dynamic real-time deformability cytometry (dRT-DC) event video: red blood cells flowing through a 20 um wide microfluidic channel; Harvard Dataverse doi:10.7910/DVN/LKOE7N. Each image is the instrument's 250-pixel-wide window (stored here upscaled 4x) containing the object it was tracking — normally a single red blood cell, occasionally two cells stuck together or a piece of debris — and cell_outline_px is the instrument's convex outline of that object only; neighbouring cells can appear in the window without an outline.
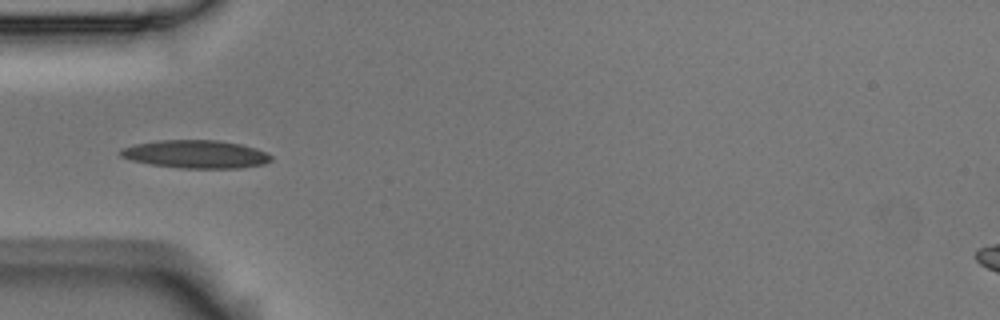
{"species": "Egyptian fruit bat (a non-hibernating species)", "species_latin": "Rousettus aegyptiacus", "temperature_condition": "room temperature", "stored_images_in_passage": 8, "camera_frame_rate_fps": 3000, "um_per_image_px": 0.085, "animal": {"sex": "male"}, "frame": {"image": 1, "passage_image": 5, "time_ms": 1.333, "image_size_px": [1000, 320], "cell_outline_px": [[272, 160], [264, 164], [240, 168], [180, 168], [152, 164], [132, 160], [120, 156], [120, 148], [136, 144], [160, 140], [216, 140], [240, 144], [256, 148], [272, 156]], "centroid_in_image_um": [16.65, 13.1], "position_along_channel_um": 68.3, "area_um2": 24.45}}
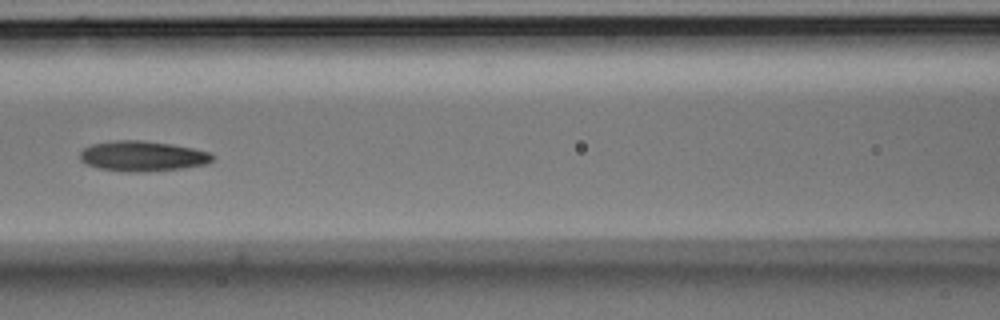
{"frame": {"image": 2, "passage_image": 7, "time_ms": 2.0, "image_size_px": [1000, 320], "cell_outline_px": [[212, 160], [208, 164], [184, 168], [144, 172], [136, 172], [100, 168], [88, 164], [80, 160], [80, 152], [84, 148], [92, 144], [116, 140], [140, 140], [172, 144], [212, 152]], "centroid_in_image_um": [12.15, 13.26], "position_along_channel_um": 154.5, "area_um2": 23.24}}
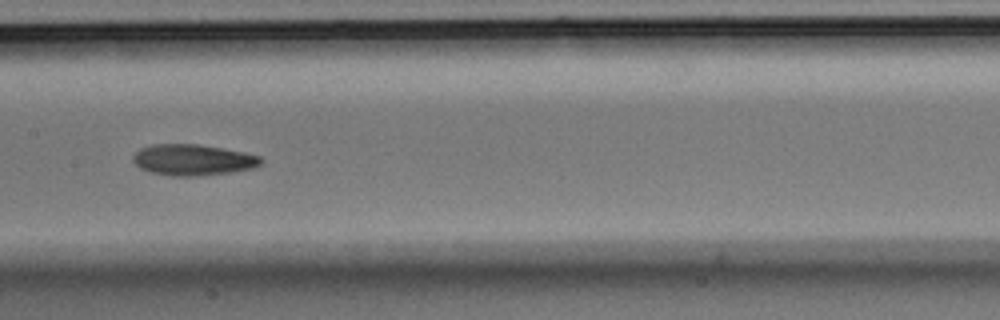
{"frame": {"image": 3, "passage_image": 8, "time_ms": 2.333, "image_size_px": [1000, 320], "cell_outline_px": [[264, 160], [260, 164], [252, 168], [228, 172], [196, 176], [172, 176], [148, 172], [140, 168], [132, 160], [132, 156], [140, 148], [152, 144], [200, 144], [244, 152], [260, 156]], "centroid_in_image_um": [16.36, 13.58], "position_along_channel_um": 191.0, "area_um2": 23.18}}